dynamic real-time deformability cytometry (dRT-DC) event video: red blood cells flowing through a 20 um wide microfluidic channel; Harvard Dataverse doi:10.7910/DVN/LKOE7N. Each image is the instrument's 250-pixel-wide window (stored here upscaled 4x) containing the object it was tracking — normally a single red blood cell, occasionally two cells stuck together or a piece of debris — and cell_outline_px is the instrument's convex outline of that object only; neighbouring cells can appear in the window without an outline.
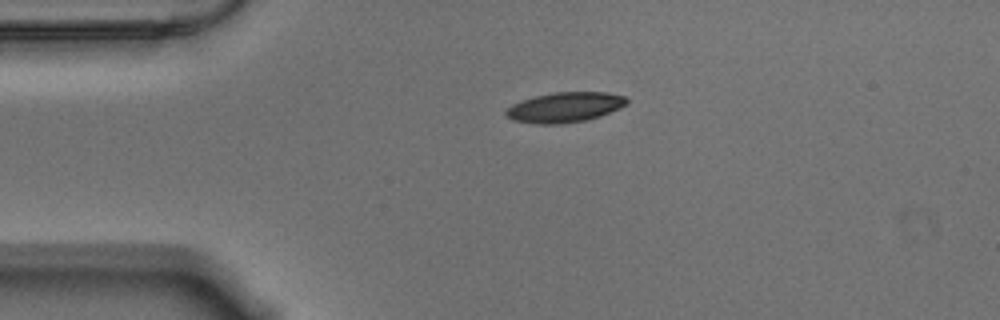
{"species": "Egyptian fruit bat (a non-hibernating species)", "species_latin": "Rousettus aegyptiacus", "temperature_condition": "warm", "stored_images_in_passage": 45, "camera_frame_rate_fps": 3000, "um_per_image_px": 0.085, "animal": {"sex": "male"}, "frame": {"image": 1, "passage_image": 1, "time_ms": 0.0, "image_size_px": [1000, 320], "cell_outline_px": [[628, 104], [620, 108], [600, 116], [584, 120], [556, 124], [536, 124], [512, 120], [504, 112], [512, 104], [520, 100], [552, 92], [608, 92], [624, 96], [628, 100]], "centroid_in_image_um": [48.01, 9.11], "position_along_channel_um": 37.0, "area_um2": 21.15}}
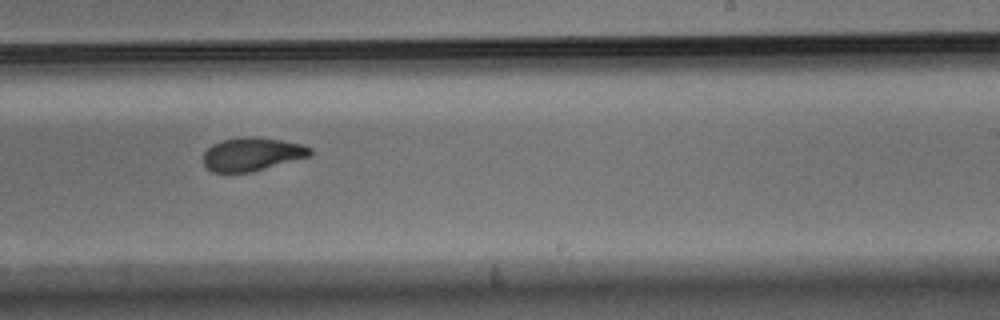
{"frame": {"image": 2, "passage_image": 23, "time_ms": 7.333, "image_size_px": [1000, 320], "cell_outline_px": [[312, 152], [308, 156], [252, 172], [212, 172], [204, 164], [204, 152], [212, 144], [220, 140], [240, 136], [252, 136], [280, 140], [304, 144], [312, 148]], "centroid_in_image_um": [21.4, 13.08], "position_along_channel_um": 267.6, "area_um2": 20.75}}
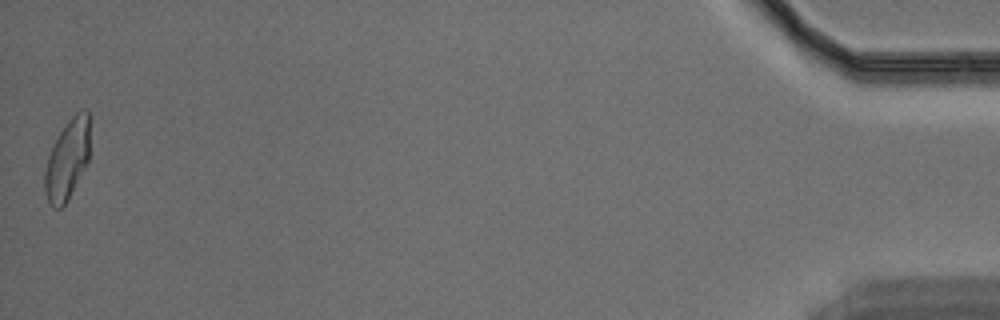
{"frame": {"image": 3, "passage_image": 45, "time_ms": 14.667, "image_size_px": [1000, 320], "cell_outline_px": [[92, 116], [88, 160], [68, 200], [60, 208], [52, 208], [44, 192], [44, 172], [48, 156], [60, 132], [68, 120], [80, 108], [84, 108]], "centroid_in_image_um": [5.76, 13.49], "position_along_channel_um": 429.4, "area_um2": 21.39}, "authors_computed_cell_mechanics": {"area_um2": 21.386, "velocity_mm_per_s": 3.5378, "shape_relaxation_time_tau1_ms": 5.233, "shape_relaxation_time_tau2_ms": 1.8116, "deformation_change_tau1": 0.1767, "deformation_change_tau2": 0.0758}}